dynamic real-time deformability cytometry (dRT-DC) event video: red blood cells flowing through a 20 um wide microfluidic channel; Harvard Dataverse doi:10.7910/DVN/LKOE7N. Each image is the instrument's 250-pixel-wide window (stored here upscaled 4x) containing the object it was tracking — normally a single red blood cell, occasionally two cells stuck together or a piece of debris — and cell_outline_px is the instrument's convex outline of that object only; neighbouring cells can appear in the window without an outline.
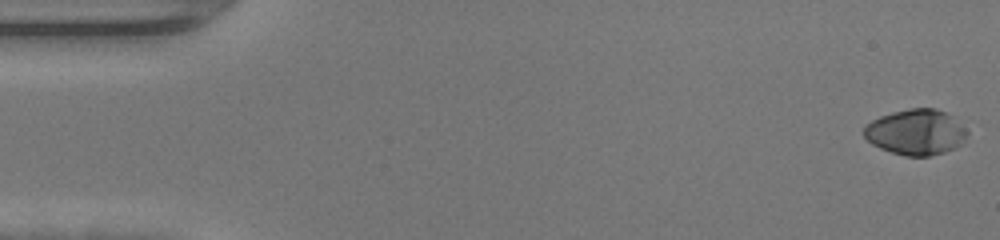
{"species": "human", "species_latin": "Homo sapiens", "temperature_condition": "warm", "stored_images_in_passage": 48, "camera_frame_rate_fps": 3000, "um_per_image_px": 0.085, "donor": {"sex": "female"}, "frame": {"image": 1, "passage_image": 1, "time_ms": 0.0, "image_size_px": [1000, 240], "cell_outline_px": [[968, 132], [964, 140], [960, 144], [944, 152], [928, 156], [904, 156], [880, 148], [872, 144], [864, 136], [864, 124], [880, 116], [892, 112], [908, 108], [936, 108], [952, 116]], "centroid_in_image_um": [77.81, 11.22], "position_along_channel_um": 7.2, "area_um2": 27.28}}
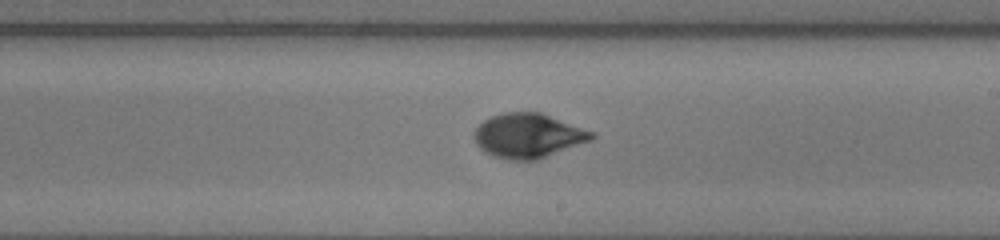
{"frame": {"image": 2, "passage_image": 28, "time_ms": 9.0, "image_size_px": [1000, 240], "cell_outline_px": [[596, 136], [592, 140], [536, 160], [512, 160], [492, 156], [480, 148], [476, 144], [472, 136], [476, 128], [484, 120], [492, 116], [504, 112], [540, 112], [596, 132]], "centroid_in_image_um": [44.9, 11.53], "position_along_channel_um": 244.1, "area_um2": 30.52}}
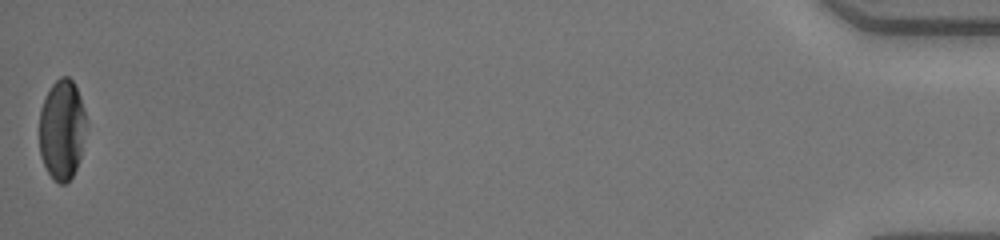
{"frame": {"image": 3, "passage_image": 48, "time_ms": 15.667, "image_size_px": [1000, 240], "cell_outline_px": [[88, 120], [80, 156], [76, 168], [72, 176], [64, 184], [60, 184], [48, 172], [40, 156], [40, 108], [52, 84], [60, 76], [68, 76], [72, 80], [80, 96]], "centroid_in_image_um": [5.28, 10.99], "position_along_channel_um": 429.9, "area_um2": 27.34}, "authors_computed_cell_mechanics": {"area_um2": 28.9578, "velocity_mm_per_s": 4.3542, "shape_relaxation_time_tau1_ms": 5.1956, "shape_relaxation_time_tau2_ms": 1.2965, "deformation_change_tau1": 0.2408, "deformation_change_tau2": 0.0438}}